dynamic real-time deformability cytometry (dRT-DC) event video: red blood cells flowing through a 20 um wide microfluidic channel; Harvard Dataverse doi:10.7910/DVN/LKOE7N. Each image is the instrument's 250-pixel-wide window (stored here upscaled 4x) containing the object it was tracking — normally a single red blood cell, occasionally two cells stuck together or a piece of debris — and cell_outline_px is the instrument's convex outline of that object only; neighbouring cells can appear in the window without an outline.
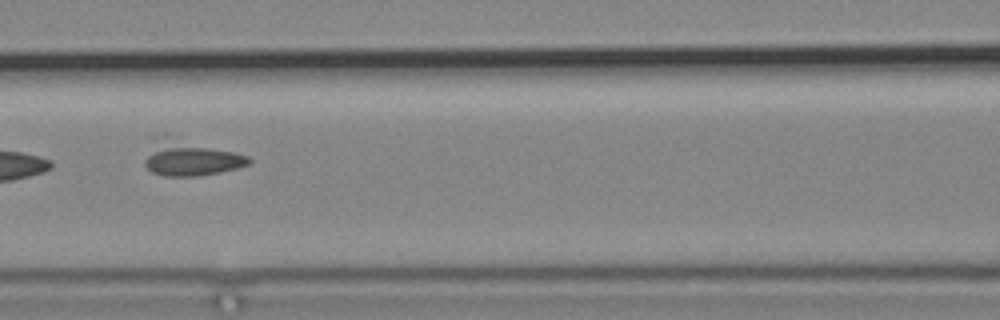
{"species": "common noctule bat (a hibernating species)", "species_latin": "Nyctalus noctula", "temperature_condition": "cold", "stored_images_in_passage": 5, "camera_frame_rate_fps": 3000, "um_per_image_px": 0.085, "animal": {"sex": "male", "body_mass_g": 19.2, "forearm_length_mm": 51.8}, "frame": {"image": 1, "passage_image": 5, "time_ms": 4.667, "image_size_px": [1000, 320], "cell_outline_px": [[252, 160], [248, 164], [236, 168], [220, 172], [200, 176], [164, 176], [152, 172], [144, 164], [144, 160], [148, 156], [160, 148], [208, 148], [232, 152], [248, 156]], "centroid_in_image_um": [16.44, 13.73], "position_along_channel_um": 150.2, "area_um2": 16.99}}